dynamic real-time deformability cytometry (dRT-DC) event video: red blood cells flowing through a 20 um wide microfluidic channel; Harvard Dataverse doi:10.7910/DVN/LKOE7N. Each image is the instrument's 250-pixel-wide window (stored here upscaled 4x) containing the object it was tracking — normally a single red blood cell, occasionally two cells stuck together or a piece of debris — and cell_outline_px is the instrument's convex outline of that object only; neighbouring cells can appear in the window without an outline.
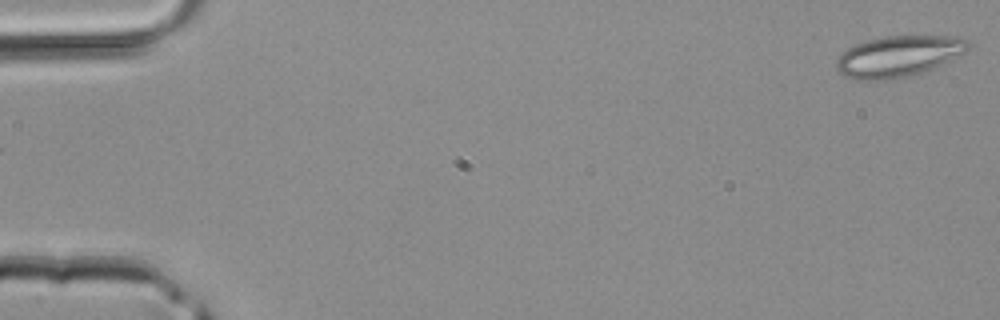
{"species": "common noctule bat (a hibernating species)", "species_latin": "Nyctalus noctula", "temperature_condition": "room temperature", "stored_images_in_passage": 43, "camera_frame_rate_fps": 3000, "um_per_image_px": 0.085, "animal": {"sex": "male", "body_mass_g": 20.4}, "frame": {"image": 1, "passage_image": 1, "time_ms": 0.0, "image_size_px": [1000, 320], "cell_outline_px": [[972, 44], [964, 52], [924, 72], [912, 76], [892, 80], [860, 80], [848, 76], [840, 72], [836, 68], [836, 60], [840, 52], [856, 44], [868, 40], [884, 36], [960, 36], [968, 40]], "centroid_in_image_um": [76.36, 4.78], "position_along_channel_um": 8.6, "area_um2": 31.56}}
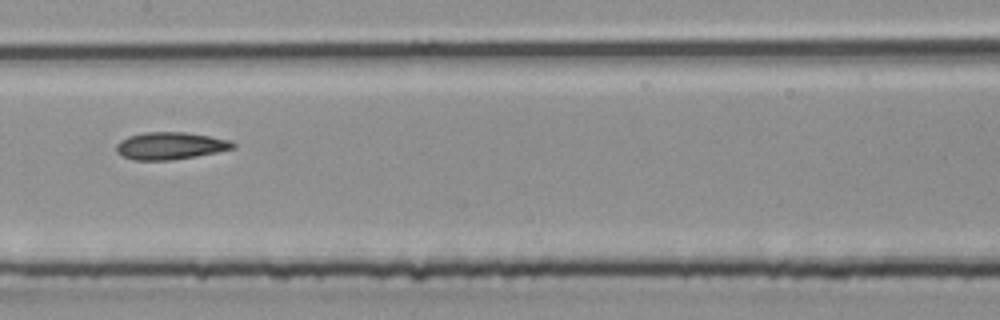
{"frame": {"image": 2, "passage_image": 22, "time_ms": 7.0, "image_size_px": [1000, 320], "cell_outline_px": [[236, 148], [196, 156], [172, 160], [132, 160], [120, 156], [116, 152], [116, 144], [120, 140], [128, 136], [144, 132], [184, 132], [232, 140], [236, 144]], "centroid_in_image_um": [14.45, 12.4], "position_along_channel_um": 193.0, "area_um2": 18.73}}
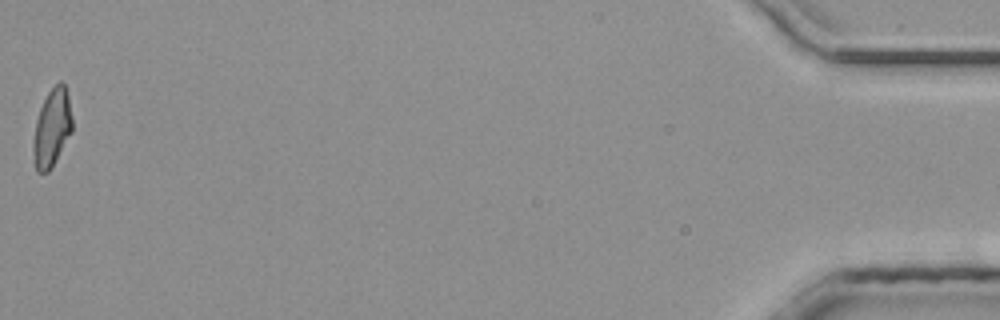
{"frame": {"image": 3, "passage_image": 43, "time_ms": 14.0, "image_size_px": [1000, 320], "cell_outline_px": [[72, 132], [48, 172], [36, 172], [32, 152], [32, 144], [36, 120], [40, 108], [48, 92], [60, 80], [64, 84], [68, 96], [72, 116]], "centroid_in_image_um": [4.4, 10.88], "position_along_channel_um": 430.8, "area_um2": 17.57}}